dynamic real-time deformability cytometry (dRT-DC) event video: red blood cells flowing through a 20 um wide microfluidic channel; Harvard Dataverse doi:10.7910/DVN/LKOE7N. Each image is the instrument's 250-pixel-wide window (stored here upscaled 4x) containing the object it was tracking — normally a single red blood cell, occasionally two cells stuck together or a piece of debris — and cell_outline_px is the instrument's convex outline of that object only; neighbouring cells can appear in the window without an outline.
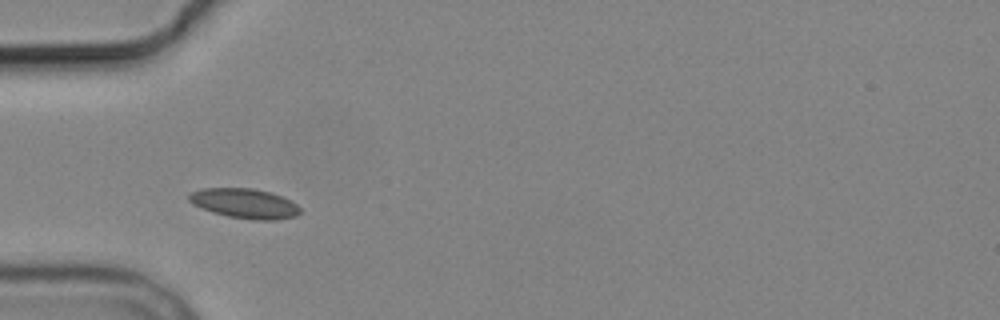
{"species": "common noctule bat (a hibernating species)", "species_latin": "Nyctalus noctula", "temperature_condition": "cold", "stored_images_in_passage": 3, "camera_frame_rate_fps": 3000, "um_per_image_px": 0.085, "animal": {"sex": "male", "body_mass_g": 19.2, "forearm_length_mm": 51.8}, "frame": {"image": 1, "passage_image": 2, "time_ms": 1.333, "image_size_px": [1000, 320], "cell_outline_px": [[300, 212], [296, 216], [276, 220], [256, 220], [228, 216], [212, 212], [192, 204], [188, 200], [188, 196], [192, 192], [200, 188], [252, 188], [272, 192], [296, 204], [300, 208]], "centroid_in_image_um": [20.77, 17.29], "position_along_channel_um": 64.2, "area_um2": 19.25}}
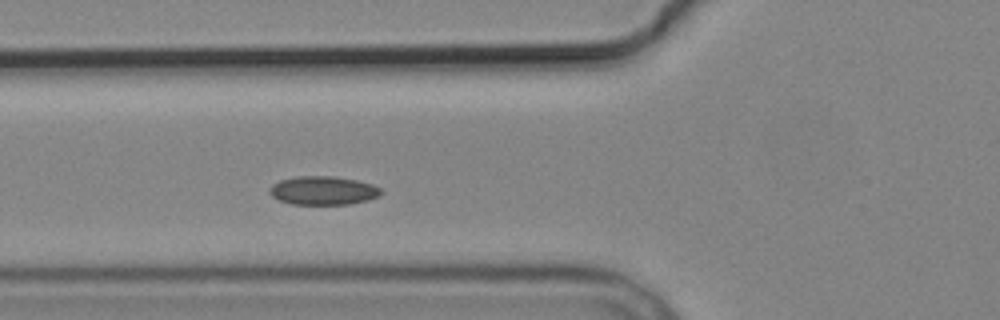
{"frame": {"image": 2, "passage_image": 3, "time_ms": 2.333, "image_size_px": [1000, 320], "cell_outline_px": [[380, 192], [376, 196], [368, 200], [348, 204], [292, 204], [280, 200], [272, 196], [268, 192], [268, 188], [272, 184], [280, 180], [300, 176], [332, 176], [356, 180], [372, 184], [380, 188]], "centroid_in_image_um": [27.41, 16.19], "position_along_channel_um": 98.4, "area_um2": 18.38}}